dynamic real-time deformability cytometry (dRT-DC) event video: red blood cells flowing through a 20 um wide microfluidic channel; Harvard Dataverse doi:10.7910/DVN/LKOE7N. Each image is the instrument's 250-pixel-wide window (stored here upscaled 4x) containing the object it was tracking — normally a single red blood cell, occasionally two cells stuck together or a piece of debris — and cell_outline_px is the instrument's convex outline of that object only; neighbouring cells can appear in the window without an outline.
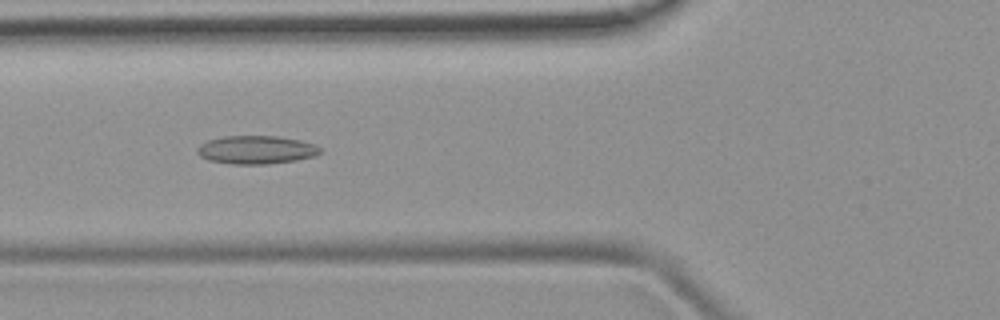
{"species": "common noctule bat (a hibernating species)", "species_latin": "Nyctalus noctula", "temperature_condition": "room temperature", "stored_images_in_passage": 7, "camera_frame_rate_fps": 3000, "um_per_image_px": 0.085, "animal": {"sex": "female", "body_mass_g": 19.9}, "frame": {"image": 1, "passage_image": 5, "time_ms": 5.333, "image_size_px": [1000, 320], "cell_outline_px": [[320, 152], [316, 156], [296, 160], [268, 164], [232, 164], [208, 160], [200, 156], [196, 152], [196, 148], [200, 144], [208, 140], [224, 136], [276, 136], [300, 140], [312, 144], [320, 148]], "centroid_in_image_um": [21.74, 12.74], "position_along_channel_um": 104.1, "area_um2": 20.23}}
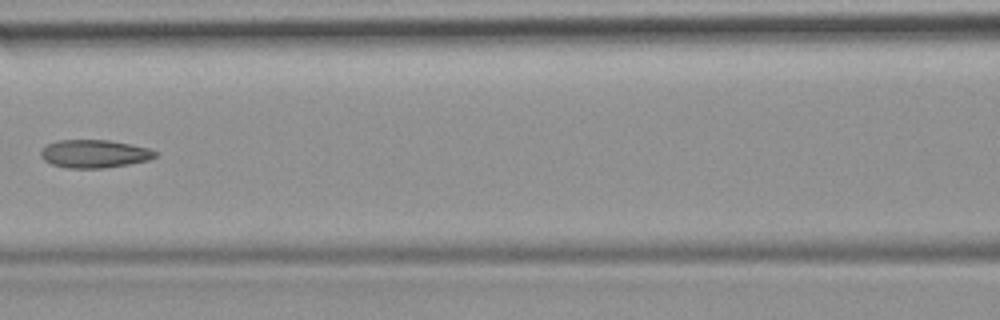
{"frame": {"image": 2, "passage_image": 6, "time_ms": 6.667, "image_size_px": [1000, 320], "cell_outline_px": [[160, 152], [156, 156], [148, 160], [128, 164], [104, 168], [68, 168], [52, 164], [44, 160], [40, 156], [40, 152], [48, 144], [56, 140], [108, 140], [148, 148]], "centroid_in_image_um": [8.02, 13.07], "position_along_channel_um": 158.6, "area_um2": 18.61}}
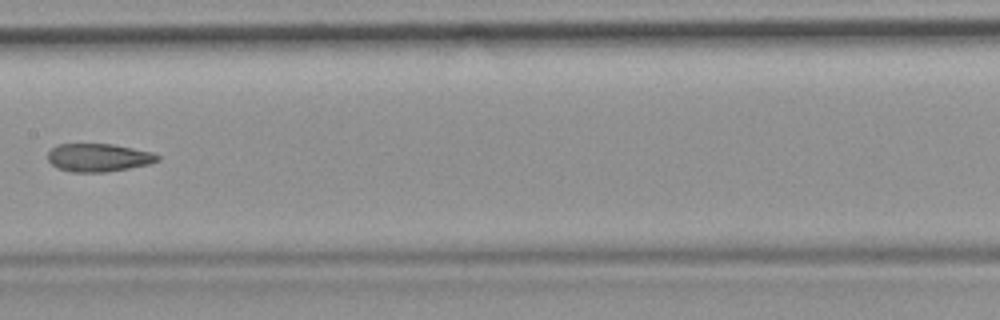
{"frame": {"image": 3, "passage_image": 7, "time_ms": 7.667, "image_size_px": [1000, 320], "cell_outline_px": [[160, 160], [148, 164], [128, 168], [104, 172], [72, 172], [56, 168], [48, 160], [48, 152], [56, 144], [112, 144], [152, 152], [160, 156]], "centroid_in_image_um": [8.35, 13.39], "position_along_channel_um": 199.1, "area_um2": 17.92}}